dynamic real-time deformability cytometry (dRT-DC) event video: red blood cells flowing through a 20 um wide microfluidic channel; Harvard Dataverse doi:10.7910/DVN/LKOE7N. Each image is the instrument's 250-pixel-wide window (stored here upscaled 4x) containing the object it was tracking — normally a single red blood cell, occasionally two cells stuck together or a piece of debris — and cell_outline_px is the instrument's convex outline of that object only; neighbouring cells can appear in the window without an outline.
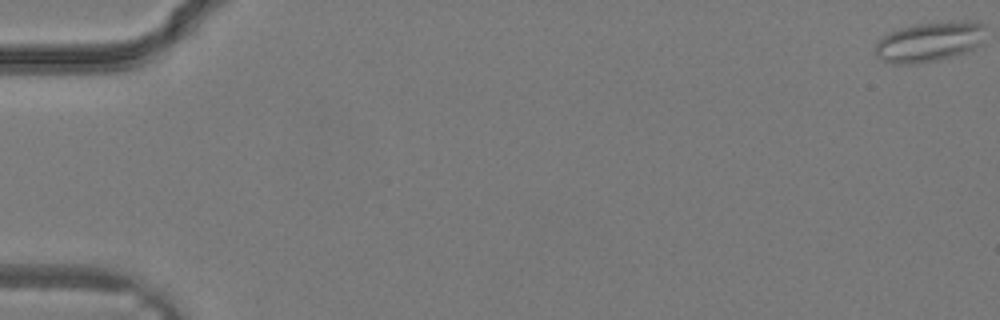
{"species": "common noctule bat (a hibernating species)", "species_latin": "Nyctalus noctula", "temperature_condition": "warm", "stored_images_in_passage": 14, "camera_frame_rate_fps": 3000, "um_per_image_px": 0.085, "animal": {"sex": "male", "body_mass_g": 19.2, "forearm_length_mm": 51.8}, "frame": {"image": 1, "passage_image": 1, "time_ms": 0.0, "image_size_px": [1000, 320], "cell_outline_px": [[984, 28], [980, 44], [964, 52], [952, 56], [936, 60], [916, 64], [896, 64], [880, 60], [876, 52], [876, 44], [884, 36], [900, 28], [916, 24], [968, 20], [976, 20], [984, 24]], "centroid_in_image_um": [79.0, 3.54], "position_along_channel_um": 6.0, "area_um2": 25.26}}
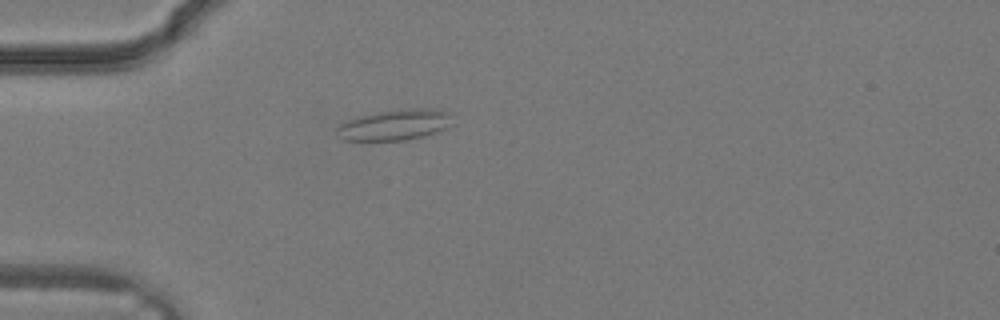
{"frame": {"image": 2, "passage_image": 11, "time_ms": 3.333, "image_size_px": [1000, 320], "cell_outline_px": [[452, 124], [436, 132], [424, 136], [408, 140], [344, 140], [336, 132], [336, 128], [340, 124], [360, 116], [376, 112], [412, 108], [428, 108], [448, 112]], "centroid_in_image_um": [33.56, 10.61], "position_along_channel_um": 51.4, "area_um2": 20.4}}